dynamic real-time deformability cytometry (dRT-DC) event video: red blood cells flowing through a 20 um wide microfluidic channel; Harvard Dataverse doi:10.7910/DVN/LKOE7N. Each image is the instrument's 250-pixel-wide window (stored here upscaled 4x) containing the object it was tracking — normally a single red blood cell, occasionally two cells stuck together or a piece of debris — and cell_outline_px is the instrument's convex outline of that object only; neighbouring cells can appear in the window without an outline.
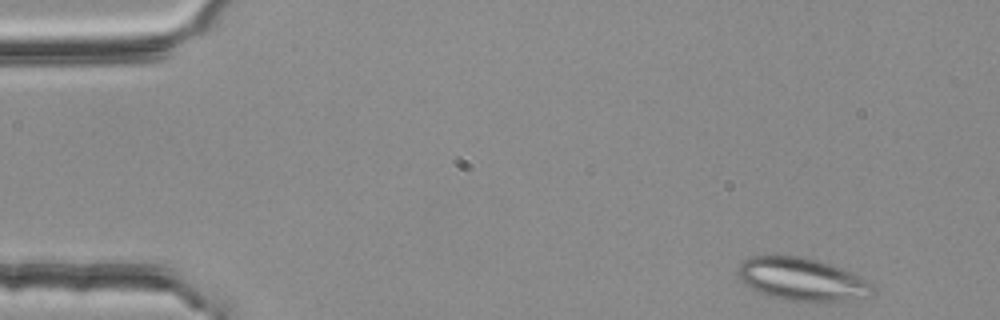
{"species": "common noctule bat (a hibernating species)", "species_latin": "Nyctalus noctula", "temperature_condition": "room temperature", "stored_images_in_passage": 48, "segment_of_instrument_passage": [1, 2], "camera_frame_rate_fps": 3000, "um_per_image_px": 0.085, "animal": {"sex": "female", "body_mass_g": 25.1}, "frame": {"image": 1, "passage_image": 1, "time_ms": 0.0, "image_size_px": [1000, 320], "cell_outline_px": [[876, 296], [868, 300], [792, 300], [768, 296], [748, 288], [740, 280], [736, 272], [736, 268], [748, 256], [764, 252], [804, 256], [832, 264], [864, 280], [876, 292]], "centroid_in_image_um": [68.08, 23.69], "position_along_channel_um": 16.9, "area_um2": 34.45}}